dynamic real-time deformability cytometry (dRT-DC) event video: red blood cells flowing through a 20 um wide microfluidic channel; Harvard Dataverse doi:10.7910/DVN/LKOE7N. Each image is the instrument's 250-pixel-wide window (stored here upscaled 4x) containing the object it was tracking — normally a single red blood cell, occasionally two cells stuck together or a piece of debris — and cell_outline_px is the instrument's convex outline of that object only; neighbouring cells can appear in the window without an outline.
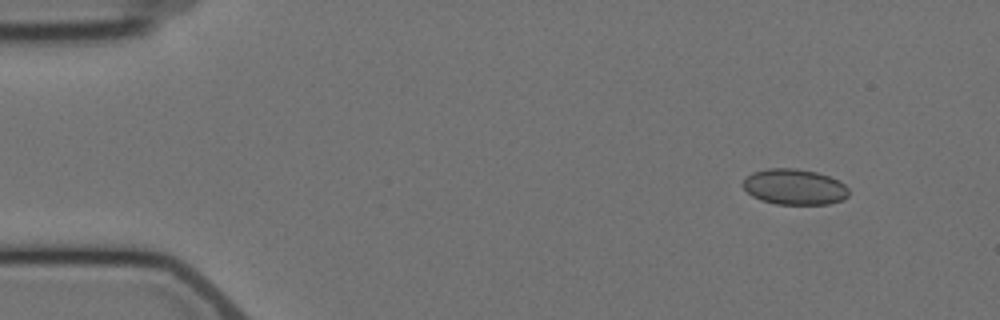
{"species": "Egyptian fruit bat (a non-hibernating species)", "species_latin": "Rousettus aegyptiacus", "temperature_condition": "cold", "stored_images_in_passage": 11, "camera_frame_rate_fps": 3000, "um_per_image_px": 0.085, "animal": {"sex": "female"}, "frame": {"image": 1, "passage_image": 2, "time_ms": 1.0, "image_size_px": [1000, 320], "cell_outline_px": [[848, 196], [844, 200], [828, 204], [776, 204], [760, 200], [752, 196], [740, 184], [744, 176], [752, 172], [768, 168], [796, 168], [816, 172], [840, 180], [848, 188]], "centroid_in_image_um": [67.5, 15.88], "position_along_channel_um": 17.5, "area_um2": 22.37}}
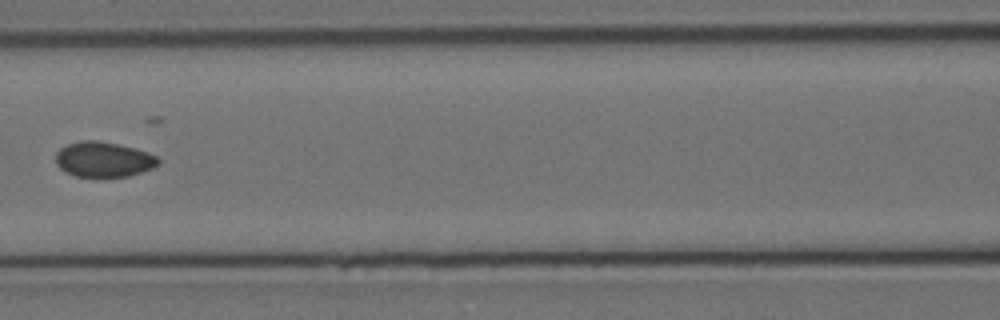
{"frame": {"image": 2, "passage_image": 7, "time_ms": 7.667, "image_size_px": [1000, 320], "cell_outline_px": [[160, 164], [152, 168], [128, 176], [76, 176], [64, 172], [56, 164], [56, 152], [60, 148], [68, 144], [80, 140], [96, 140], [120, 144], [136, 148], [148, 152], [156, 156], [160, 160]], "centroid_in_image_um": [8.8, 13.53], "position_along_channel_um": 157.8, "area_um2": 21.1}}
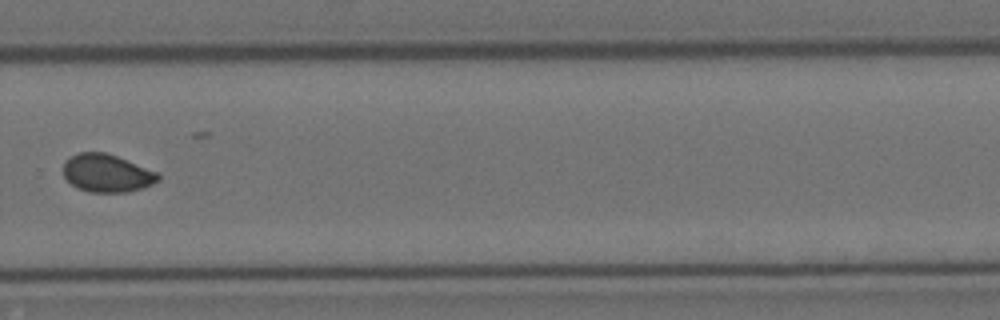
{"frame": {"image": 3, "passage_image": 11, "time_ms": 12.333, "image_size_px": [1000, 320], "cell_outline_px": [[160, 180], [144, 188], [128, 192], [88, 192], [76, 188], [64, 176], [64, 160], [68, 156], [80, 152], [104, 152], [116, 156], [160, 172]], "centroid_in_image_um": [9.1, 14.72], "position_along_channel_um": 320.7, "area_um2": 21.21}}